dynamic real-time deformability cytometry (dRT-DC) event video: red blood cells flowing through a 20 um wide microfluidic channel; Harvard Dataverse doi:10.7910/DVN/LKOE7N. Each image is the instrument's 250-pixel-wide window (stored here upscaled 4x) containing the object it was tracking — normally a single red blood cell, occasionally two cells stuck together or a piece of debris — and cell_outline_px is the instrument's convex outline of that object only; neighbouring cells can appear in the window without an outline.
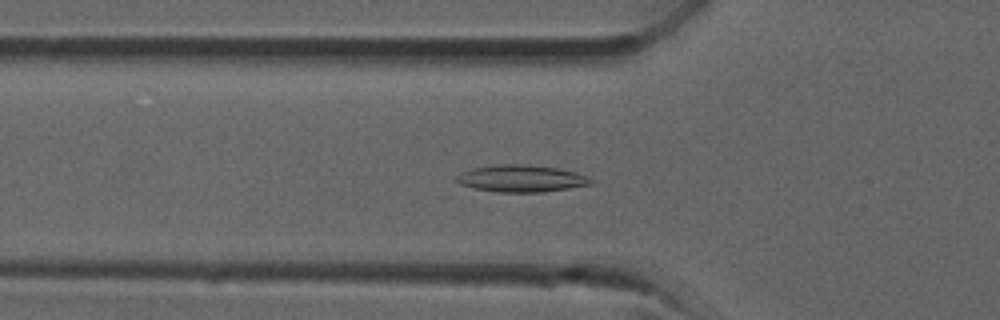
{"species": "common noctule bat (a hibernating species)", "species_latin": "Nyctalus noctula", "temperature_condition": "room temperature", "stored_images_in_passage": 35, "camera_frame_rate_fps": 3000, "um_per_image_px": 0.085, "animal": {"sex": "male", "forearm_length_mm": 52.5}, "frame": {"image": 1, "passage_image": 11, "time_ms": 3.333, "image_size_px": [1000, 320], "cell_outline_px": [[596, 184], [544, 192], [496, 192], [476, 188], [460, 184], [456, 180], [456, 176], [460, 172], [472, 168], [496, 164], [528, 164], [556, 168], [576, 172], [596, 180]], "centroid_in_image_um": [44.36, 15.17], "position_along_channel_um": 81.4, "area_um2": 21.39}}
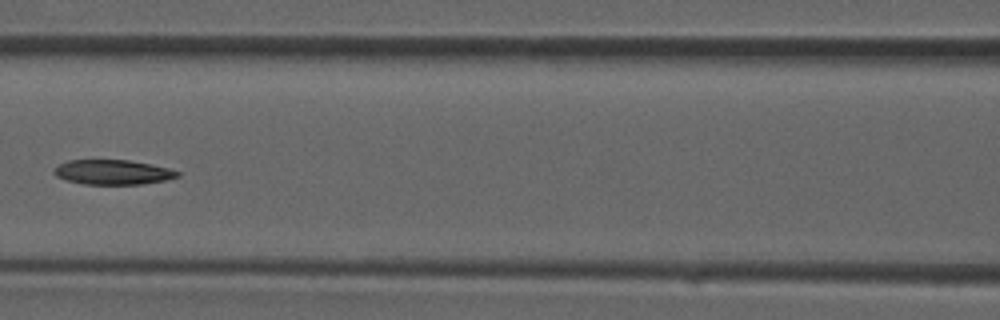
{"frame": {"image": 2, "passage_image": 15, "time_ms": 4.667, "image_size_px": [1000, 320], "cell_outline_px": [[180, 176], [164, 180], [140, 184], [84, 184], [68, 180], [56, 176], [52, 172], [60, 164], [68, 160], [128, 160], [152, 164], [168, 168], [180, 172]], "centroid_in_image_um": [9.6, 14.63], "position_along_channel_um": 157.0, "area_um2": 17.63}}
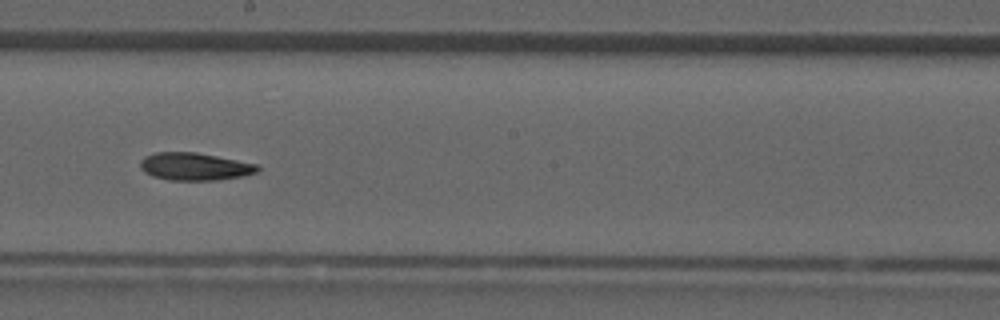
{"frame": {"image": 3, "passage_image": 19, "time_ms": 6.0, "image_size_px": [1000, 320], "cell_outline_px": [[260, 168], [256, 172], [244, 176], [216, 180], [168, 180], [152, 176], [144, 172], [140, 168], [140, 160], [144, 156], [156, 152], [196, 152], [256, 164]], "centroid_in_image_um": [16.5, 14.16], "position_along_channel_um": 231.7, "area_um2": 18.84}}